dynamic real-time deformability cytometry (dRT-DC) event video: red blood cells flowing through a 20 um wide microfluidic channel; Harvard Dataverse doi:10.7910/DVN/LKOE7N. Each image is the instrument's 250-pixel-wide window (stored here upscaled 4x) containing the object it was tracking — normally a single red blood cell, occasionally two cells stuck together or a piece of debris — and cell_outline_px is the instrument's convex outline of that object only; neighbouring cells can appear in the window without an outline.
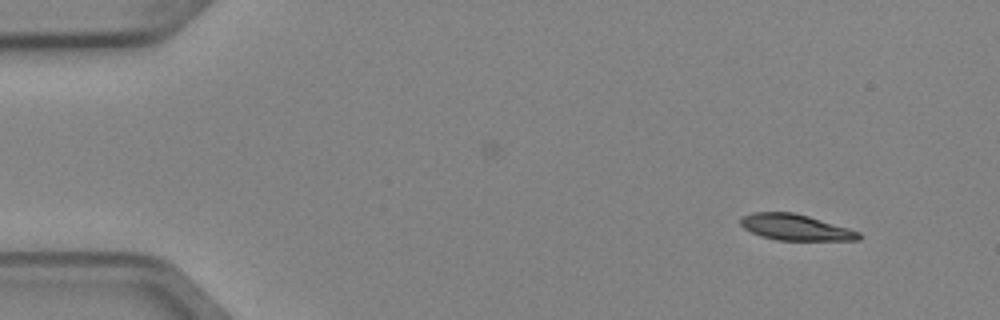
{"species": "Egyptian fruit bat (a non-hibernating species)", "species_latin": "Rousettus aegyptiacus", "temperature_condition": "cold", "stored_images_in_passage": 4, "camera_frame_rate_fps": 3000, "um_per_image_px": 0.085, "animal": {"sex": "female"}, "frame": {"image": 1, "passage_image": 1, "time_ms": 0.0, "image_size_px": [1000, 320], "cell_outline_px": [[860, 240], [776, 240], [760, 236], [744, 228], [740, 224], [740, 220], [744, 216], [752, 212], [792, 212], [808, 216], [848, 228], [860, 232]], "centroid_in_image_um": [67.6, 19.32], "position_along_channel_um": 17.4, "area_um2": 17.74}}
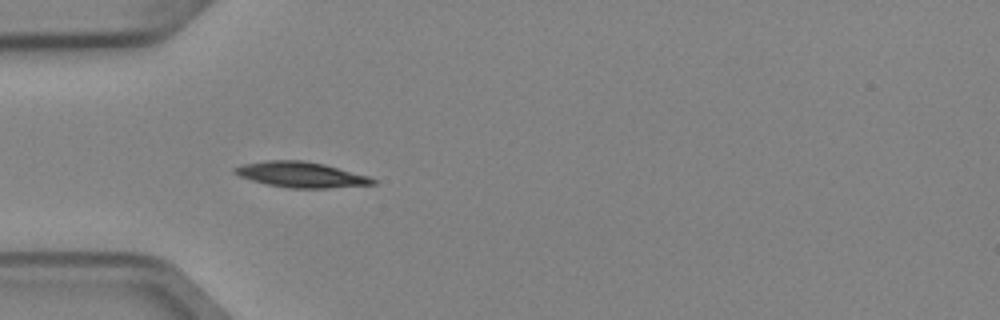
{"frame": {"image": 2, "passage_image": 4, "time_ms": 1.0, "image_size_px": [1000, 320], "cell_outline_px": [[376, 184], [328, 188], [288, 188], [268, 184], [252, 180], [240, 176], [232, 172], [232, 168], [244, 164], [268, 160], [300, 160], [324, 164], [368, 176], [376, 180]], "centroid_in_image_um": [25.58, 14.84], "position_along_channel_um": 59.4, "area_um2": 20.35}}